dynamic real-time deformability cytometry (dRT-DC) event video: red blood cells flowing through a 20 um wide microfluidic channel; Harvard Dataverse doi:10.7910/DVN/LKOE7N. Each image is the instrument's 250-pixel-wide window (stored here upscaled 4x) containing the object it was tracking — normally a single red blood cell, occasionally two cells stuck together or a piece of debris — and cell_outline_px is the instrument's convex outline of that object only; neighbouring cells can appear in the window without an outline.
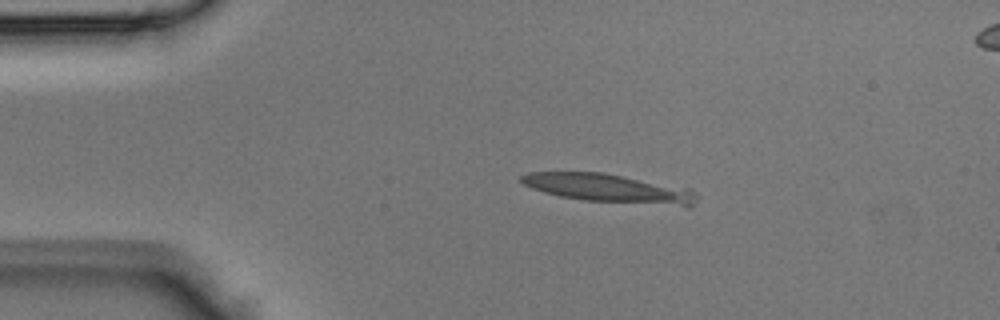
{"species": "Egyptian fruit bat (a non-hibernating species)", "species_latin": "Rousettus aegyptiacus", "temperature_condition": "room temperature", "stored_images_in_passage": 9, "camera_frame_rate_fps": 3000, "um_per_image_px": 0.085, "animal": {"sex": "male"}, "frame": {"image": 1, "passage_image": 6, "time_ms": 1.667, "image_size_px": [1000, 320], "cell_outline_px": [[696, 200], [692, 208], [688, 208], [584, 200], [560, 196], [544, 192], [532, 188], [524, 184], [520, 180], [520, 176], [528, 172], [604, 172], [688, 188], [696, 192]], "centroid_in_image_um": [51.85, 16.03], "position_along_channel_um": 33.2, "area_um2": 29.71}}